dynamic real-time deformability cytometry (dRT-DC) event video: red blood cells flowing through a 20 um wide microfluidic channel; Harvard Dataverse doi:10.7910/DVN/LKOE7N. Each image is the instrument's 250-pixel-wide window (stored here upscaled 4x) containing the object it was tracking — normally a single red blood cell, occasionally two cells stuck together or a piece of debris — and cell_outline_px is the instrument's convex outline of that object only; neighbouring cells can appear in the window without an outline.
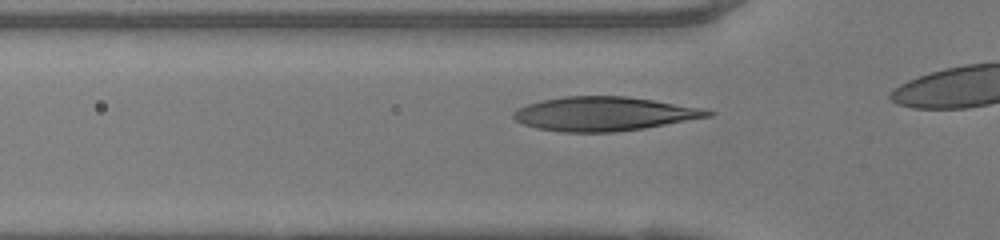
{"species": "human", "species_latin": "Homo sapiens", "temperature_condition": "warm", "stored_images_in_passage": 9, "camera_frame_rate_fps": 3000, "um_per_image_px": 0.085, "donor": {"sex": "female"}, "frame": {"image": 1, "passage_image": 4, "time_ms": 1.0, "image_size_px": [1000, 240], "cell_outline_px": [[716, 112], [712, 116], [644, 128], [612, 132], [564, 132], [536, 128], [524, 124], [516, 120], [512, 116], [512, 112], [516, 108], [528, 104], [544, 100], [564, 96], [624, 96], [652, 100], [704, 108]], "centroid_in_image_um": [51.34, 9.67], "position_along_channel_um": 74.5, "area_um2": 38.38}}
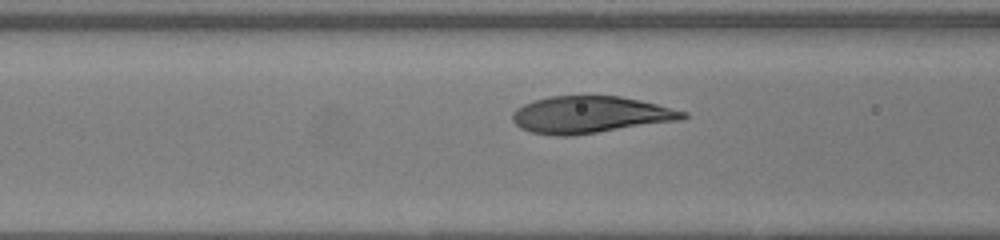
{"frame": {"image": 2, "passage_image": 7, "time_ms": 2.0, "image_size_px": [1000, 240], "cell_outline_px": [[688, 116], [680, 120], [572, 136], [556, 136], [532, 132], [520, 128], [512, 120], [512, 112], [516, 108], [524, 104], [548, 96], [620, 96], [640, 100], [688, 112]], "centroid_in_image_um": [50.15, 9.75], "position_along_channel_um": 116.4, "area_um2": 36.59}}